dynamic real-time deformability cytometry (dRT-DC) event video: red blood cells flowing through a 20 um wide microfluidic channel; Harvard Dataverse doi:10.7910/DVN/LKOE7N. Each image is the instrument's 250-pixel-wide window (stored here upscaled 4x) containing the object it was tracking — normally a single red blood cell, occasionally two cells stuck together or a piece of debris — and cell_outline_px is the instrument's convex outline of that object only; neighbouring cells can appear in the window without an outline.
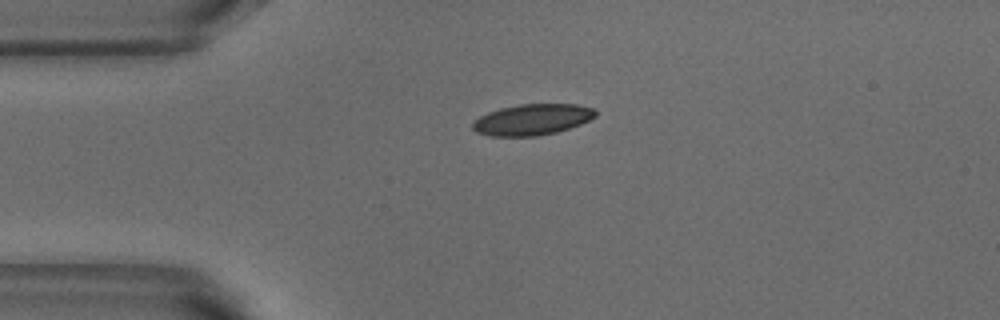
{"species": "common noctule bat (a hibernating species)", "species_latin": "Nyctalus noctula", "temperature_condition": "warm", "stored_images_in_passage": 4, "camera_frame_rate_fps": 3000, "um_per_image_px": 0.085, "animal": {"sex": "male", "body_mass_g": 18.8}, "frame": {"image": 1, "passage_image": 4, "time_ms": 1.0, "image_size_px": [1000, 320], "cell_outline_px": [[596, 116], [580, 124], [556, 132], [536, 136], [488, 136], [476, 132], [472, 128], [472, 124], [480, 116], [488, 112], [500, 108], [520, 104], [576, 104], [596, 108]], "centroid_in_image_um": [45.24, 10.16], "position_along_channel_um": 39.8, "area_um2": 22.2}}